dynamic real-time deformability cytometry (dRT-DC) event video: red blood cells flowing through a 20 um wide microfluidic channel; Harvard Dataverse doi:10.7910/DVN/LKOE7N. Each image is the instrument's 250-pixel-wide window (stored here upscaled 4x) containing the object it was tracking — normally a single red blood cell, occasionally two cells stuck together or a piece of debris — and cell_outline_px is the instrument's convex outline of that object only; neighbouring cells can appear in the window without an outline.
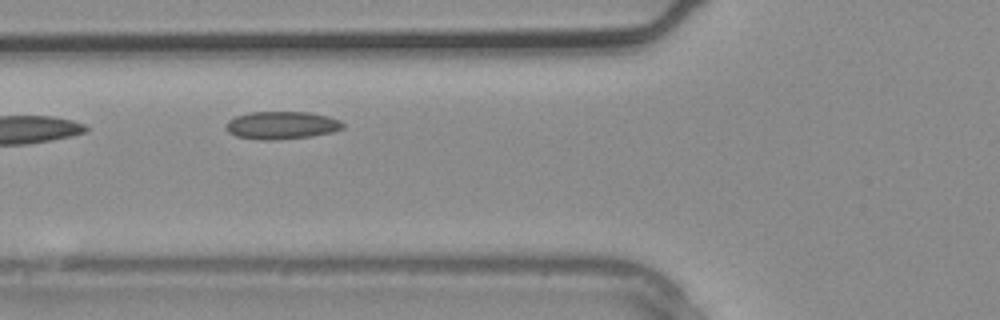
{"species": "common noctule bat (a hibernating species)", "species_latin": "Nyctalus noctula", "temperature_condition": "warm", "stored_images_in_passage": 2, "camera_frame_rate_fps": 3000, "um_per_image_px": 0.085, "animal": {"sex": "male", "body_mass_g": 20.4}, "frame": {"image": 1, "passage_image": 2, "time_ms": 0.333, "image_size_px": [1000, 320], "cell_outline_px": [[344, 128], [332, 132], [312, 136], [276, 140], [260, 140], [236, 136], [228, 132], [224, 128], [224, 124], [228, 120], [236, 116], [248, 112], [308, 112], [328, 116], [340, 120], [344, 124]], "centroid_in_image_um": [23.91, 10.65], "position_along_channel_um": 101.9, "area_um2": 19.13}}